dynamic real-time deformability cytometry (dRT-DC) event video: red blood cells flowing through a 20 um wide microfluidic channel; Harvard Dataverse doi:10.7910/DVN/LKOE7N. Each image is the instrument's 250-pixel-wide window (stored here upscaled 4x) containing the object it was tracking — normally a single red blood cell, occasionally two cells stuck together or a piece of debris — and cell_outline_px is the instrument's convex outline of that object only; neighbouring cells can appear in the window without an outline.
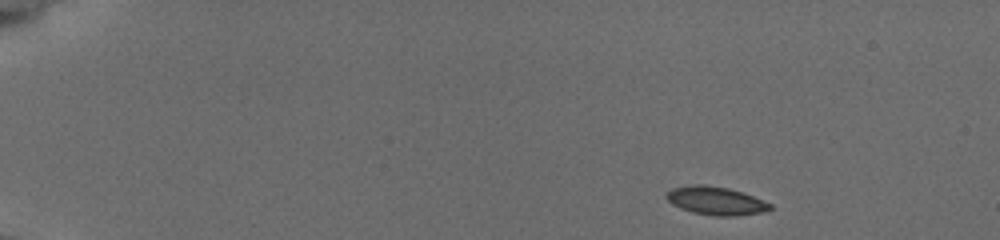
{"species": "common noctule bat (a hibernating species)", "species_latin": "Nyctalus noctula", "temperature_condition": "cold", "stored_images_in_passage": 49, "camera_frame_rate_fps": 3000, "um_per_image_px": 0.085, "animal": {"sex": "female", "body_mass_g": 19.5, "forearm_length_mm": 54.1}, "frame": {"image": 1, "passage_image": 1, "time_ms": 0.0, "image_size_px": [1000, 240], "cell_outline_px": [[772, 208], [760, 212], [736, 216], [716, 216], [692, 212], [680, 208], [672, 204], [664, 196], [672, 188], [692, 184], [704, 184], [728, 188], [752, 196], [772, 204]], "centroid_in_image_um": [60.8, 17.06], "position_along_channel_um": 24.2, "area_um2": 16.94}}
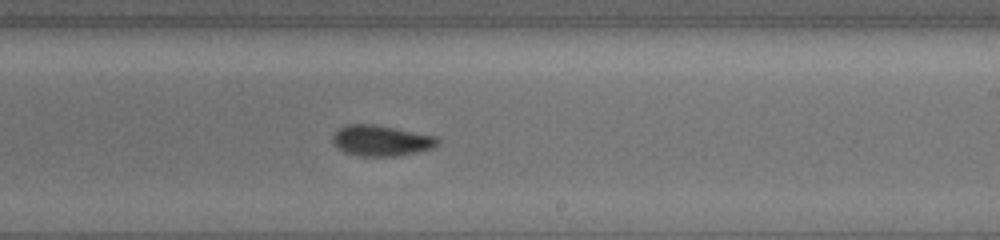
{"frame": {"image": 2, "passage_image": 29, "time_ms": 9.333, "image_size_px": [1000, 240], "cell_outline_px": [[440, 144], [432, 148], [420, 152], [396, 156], [360, 156], [344, 152], [332, 140], [332, 136], [340, 128], [348, 124], [376, 124], [436, 136], [440, 140]], "centroid_in_image_um": [32.45, 11.95], "position_along_channel_um": 256.5, "area_um2": 18.84}}
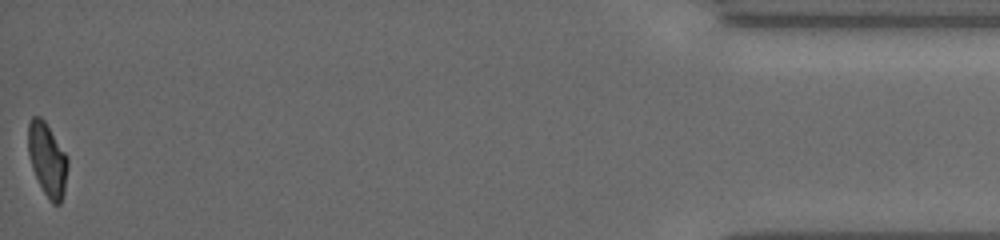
{"frame": {"image": 3, "passage_image": 49, "time_ms": 16.0, "image_size_px": [1000, 240], "cell_outline_px": [[68, 168], [64, 192], [60, 204], [52, 204], [44, 192], [32, 168], [28, 152], [28, 124], [32, 116], [40, 116], [44, 120], [68, 156]], "centroid_in_image_um": [4.03, 13.55], "position_along_channel_um": 431.2, "area_um2": 16.88}, "authors_computed_cell_mechanics": {"area_um2": 17.8602, "velocity_mm_per_s": 3.7773, "shape_relaxation_time_tau1_ms": 4.6953, "shape_relaxation_time_tau2_ms": 0.9572, "deformation_change_tau1": 0.1236, "deformation_change_tau2": 0.0342}}